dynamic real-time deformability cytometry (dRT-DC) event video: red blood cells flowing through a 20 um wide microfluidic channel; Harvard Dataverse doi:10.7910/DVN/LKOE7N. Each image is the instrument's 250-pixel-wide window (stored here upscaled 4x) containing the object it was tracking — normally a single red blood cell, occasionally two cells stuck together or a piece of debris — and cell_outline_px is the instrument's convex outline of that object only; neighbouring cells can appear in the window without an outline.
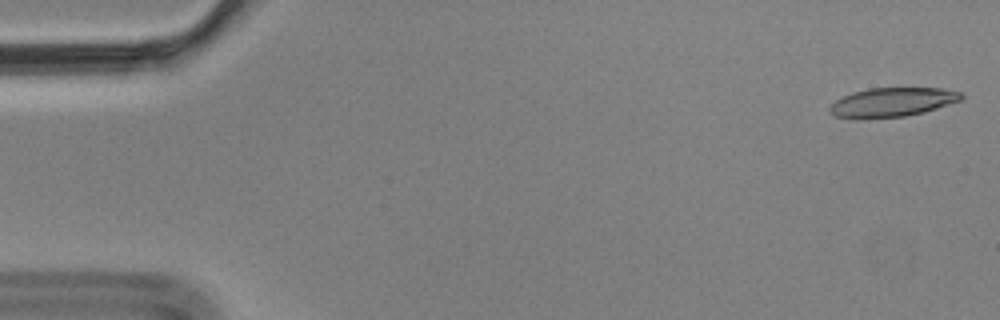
{"species": "Egyptian fruit bat (a non-hibernating species)", "species_latin": "Rousettus aegyptiacus", "temperature_condition": "cold", "stored_images_in_passage": 9, "camera_frame_rate_fps": 3000, "um_per_image_px": 0.085, "animal": {"sex": "male"}, "frame": {"image": 1, "passage_image": 1, "time_ms": 0.0, "image_size_px": [1000, 320], "cell_outline_px": [[964, 100], [924, 112], [904, 116], [856, 120], [836, 116], [828, 112], [828, 108], [836, 100], [852, 92], [868, 88], [940, 88], [964, 92]], "centroid_in_image_um": [75.85, 8.7], "position_along_channel_um": 9.1, "area_um2": 22.77}}
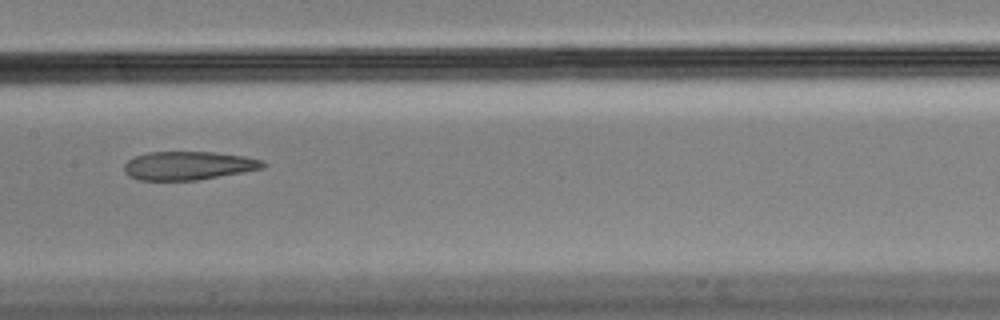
{"frame": {"image": 2, "passage_image": 8, "time_ms": 2.333, "image_size_px": [1000, 320], "cell_outline_px": [[268, 164], [264, 168], [244, 172], [196, 180], [136, 180], [128, 176], [124, 168], [124, 164], [128, 160], [136, 156], [148, 152], [216, 152], [244, 156], [264, 160]], "centroid_in_image_um": [16.04, 14.08], "position_along_channel_um": 191.4, "area_um2": 23.18}}
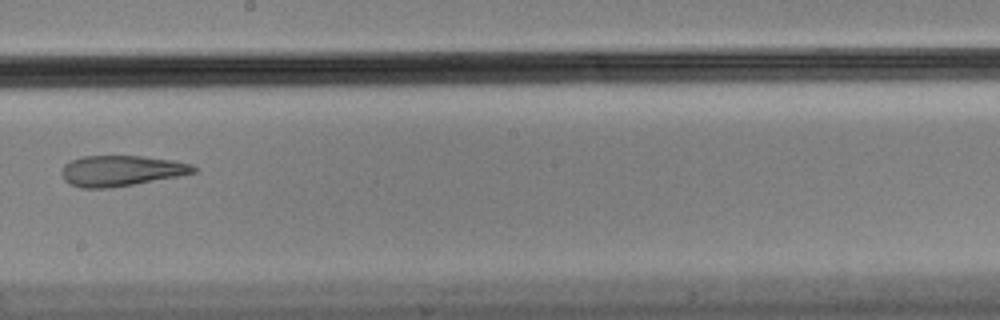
{"frame": {"image": 3, "passage_image": 9, "time_ms": 2.667, "image_size_px": [1000, 320], "cell_outline_px": [[196, 172], [176, 176], [132, 184], [108, 188], [80, 188], [68, 184], [64, 180], [60, 172], [64, 164], [72, 160], [84, 156], [140, 156], [172, 160], [192, 164], [196, 168]], "centroid_in_image_um": [10.23, 14.51], "position_along_channel_um": 238.0, "area_um2": 23.35}}